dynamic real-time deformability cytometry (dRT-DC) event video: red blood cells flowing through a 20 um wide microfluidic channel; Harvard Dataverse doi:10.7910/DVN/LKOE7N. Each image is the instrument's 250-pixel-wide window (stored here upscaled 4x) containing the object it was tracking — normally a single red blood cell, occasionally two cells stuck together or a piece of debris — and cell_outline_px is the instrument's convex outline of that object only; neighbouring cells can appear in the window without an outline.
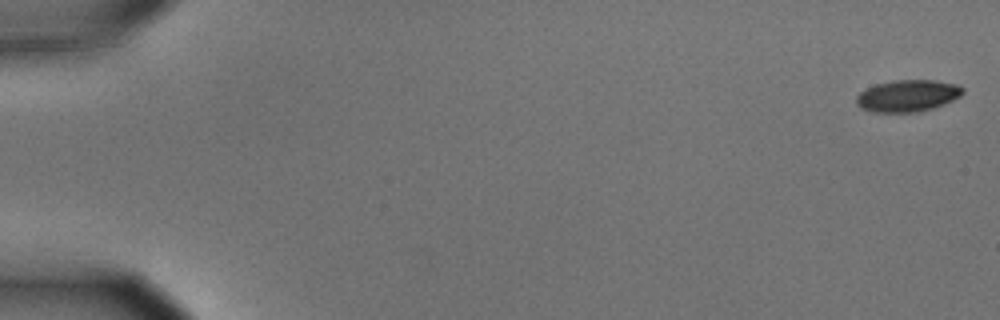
{"species": "common noctule bat (a hibernating species)", "species_latin": "Nyctalus noctula", "temperature_condition": "cold", "stored_images_in_passage": 10, "camera_frame_rate_fps": 3000, "um_per_image_px": 0.085, "animal": {"sex": "male", "body_mass_g": 15.6}, "frame": {"image": 1, "passage_image": 1, "time_ms": 0.0, "image_size_px": [1000, 320], "cell_outline_px": [[964, 92], [960, 96], [944, 104], [920, 112], [872, 112], [860, 108], [856, 104], [856, 96], [860, 92], [876, 84], [892, 80], [936, 80], [956, 84], [964, 88]], "centroid_in_image_um": [77.14, 8.14], "position_along_channel_um": 7.9, "area_um2": 19.83}}
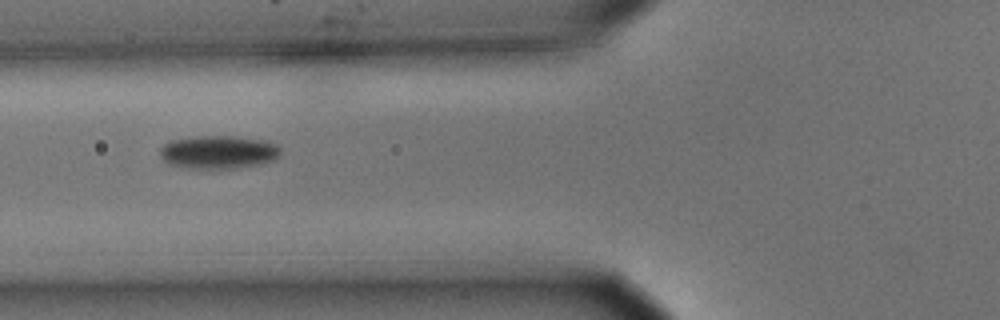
{"frame": {"image": 2, "passage_image": 7, "time_ms": 2.0, "image_size_px": [1000, 320], "cell_outline_px": [[280, 152], [272, 160], [260, 164], [236, 168], [188, 168], [168, 164], [160, 160], [160, 148], [164, 144], [172, 140], [196, 136], [232, 136], [264, 140], [276, 144], [280, 148]], "centroid_in_image_um": [18.51, 12.93], "position_along_channel_um": 107.3, "area_um2": 23.29}}
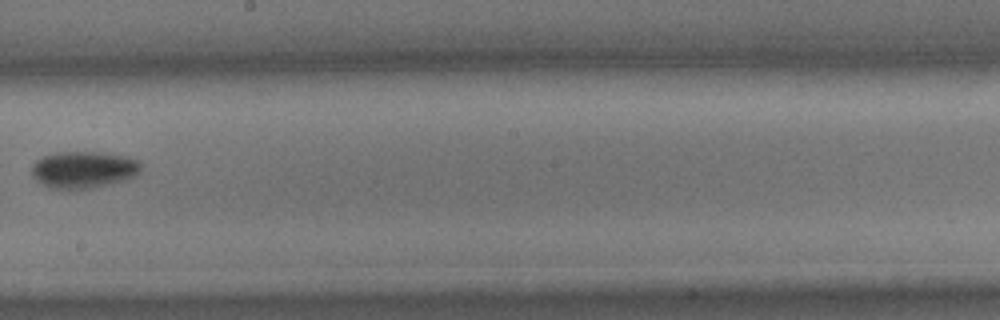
{"frame": {"image": 3, "passage_image": 10, "time_ms": 3.0, "image_size_px": [1000, 320], "cell_outline_px": [[140, 172], [136, 176], [128, 180], [92, 188], [48, 188], [36, 180], [32, 176], [32, 164], [36, 160], [44, 156], [56, 152], [100, 152], [128, 156], [140, 160]], "centroid_in_image_um": [7.14, 14.41], "position_along_channel_um": 241.1, "area_um2": 23.7}}